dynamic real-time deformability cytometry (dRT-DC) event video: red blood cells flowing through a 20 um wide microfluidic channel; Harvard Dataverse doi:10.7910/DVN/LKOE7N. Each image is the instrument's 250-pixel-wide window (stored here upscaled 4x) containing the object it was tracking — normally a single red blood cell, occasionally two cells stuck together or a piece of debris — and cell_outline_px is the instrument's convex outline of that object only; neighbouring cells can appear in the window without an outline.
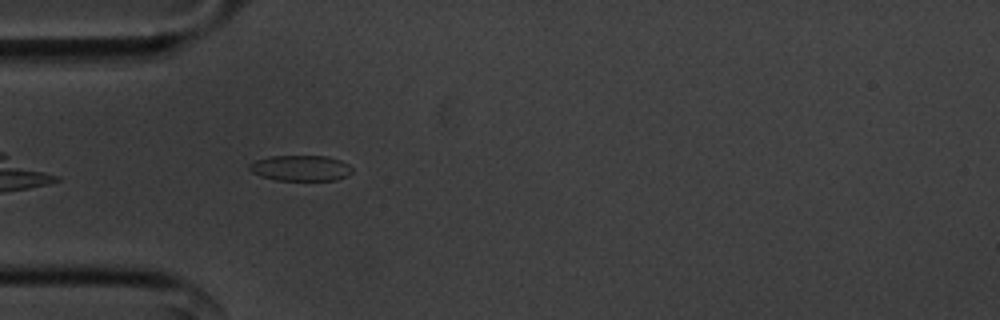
{"species": "common noctule bat (a hibernating species)", "species_latin": "Nyctalus noctula", "temperature_condition": "cold", "stored_images_in_passage": 37, "camera_frame_rate_fps": 3000, "um_per_image_px": 0.085, "animal": {"sex": "male", "body_mass_g": 20.1, "forearm_length_mm": 53.5}, "frame": {"image": 1, "passage_image": 4, "time_ms": 1.0, "image_size_px": [1000, 320], "cell_outline_px": [[352, 172], [348, 176], [336, 180], [276, 180], [260, 176], [252, 172], [248, 168], [248, 164], [256, 160], [268, 156], [324, 156], [340, 160], [348, 164], [352, 168]], "centroid_in_image_um": [25.54, 14.29], "position_along_channel_um": 59.5, "area_um2": 15.43}}
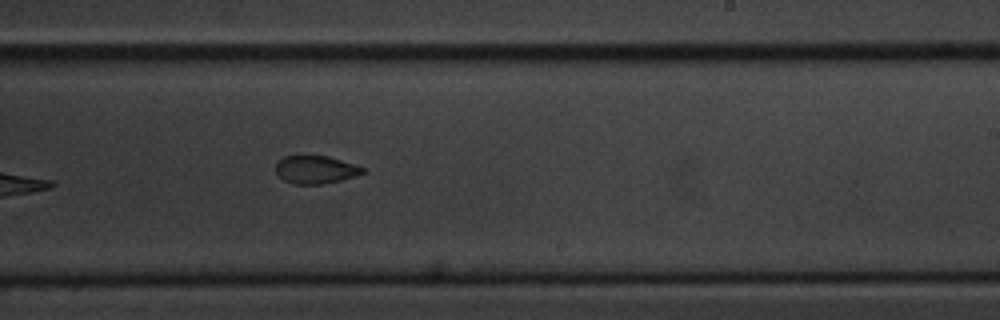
{"frame": {"image": 2, "passage_image": 21, "time_ms": 6.667, "image_size_px": [1000, 320], "cell_outline_px": [[364, 172], [340, 180], [320, 184], [296, 184], [284, 180], [276, 172], [276, 164], [284, 156], [328, 156], [364, 168]], "centroid_in_image_um": [26.78, 14.42], "position_along_channel_um": 262.2, "area_um2": 13.7}}
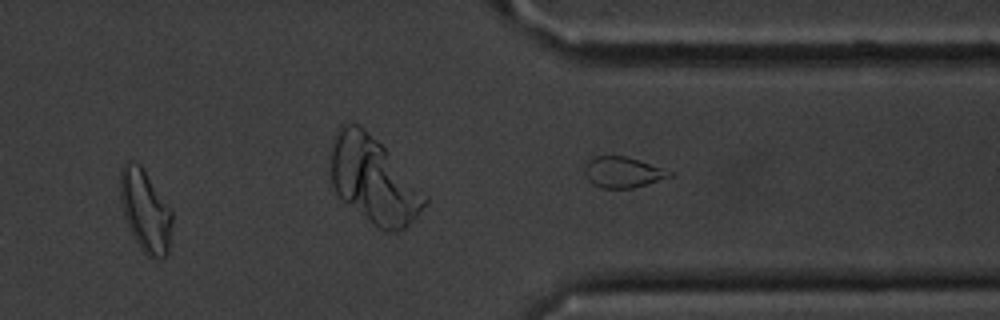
{"frame": {"image": 3, "passage_image": 29, "time_ms": 9.333, "image_size_px": [1000, 320], "cell_outline_px": [[172, 224], [168, 252], [164, 256], [156, 260], [152, 260], [144, 252], [136, 240], [128, 224], [120, 200], [120, 168], [124, 160], [128, 160], [140, 164], [172, 208]], "centroid_in_image_um": [12.37, 17.87], "position_along_channel_um": 399.0, "area_um2": 24.91}, "authors_computed_cell_mechanics": {"area_um2": 15.8372, "velocity_mm_per_s": 3.6041, "shape_relaxation_time_tau1_ms": 3.9052, "shape_relaxation_time_tau2_ms": 2.9173, "deformation_change_tau1": 0.0839, "deformation_change_tau2": 0.0715}}